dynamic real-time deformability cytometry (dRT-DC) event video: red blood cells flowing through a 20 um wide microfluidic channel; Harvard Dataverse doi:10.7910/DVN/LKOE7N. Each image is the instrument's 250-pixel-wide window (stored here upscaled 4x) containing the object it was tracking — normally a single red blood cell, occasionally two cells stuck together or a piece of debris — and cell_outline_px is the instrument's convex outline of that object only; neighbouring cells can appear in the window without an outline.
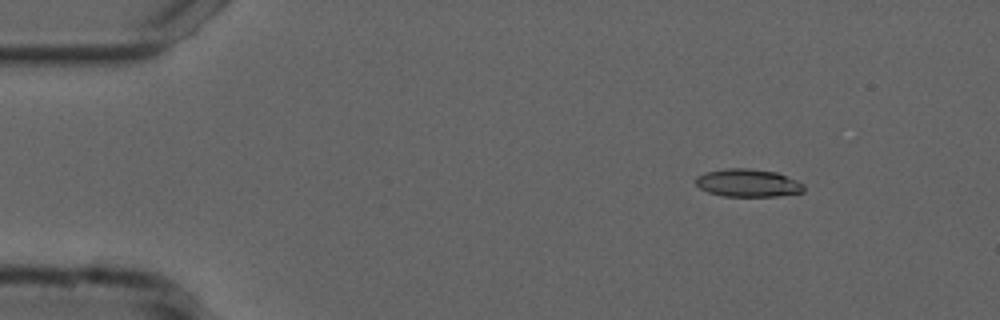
{"species": "common noctule bat (a hibernating species)", "species_latin": "Nyctalus noctula", "temperature_condition": "cold", "stored_images_in_passage": 24, "camera_frame_rate_fps": 3000, "um_per_image_px": 0.085, "animal": {"sex": "male", "forearm_length_mm": 52.5}, "frame": {"image": 1, "passage_image": 1, "time_ms": 0.0, "image_size_px": [1000, 320], "cell_outline_px": [[804, 192], [780, 196], [724, 196], [708, 192], [700, 188], [696, 184], [696, 176], [704, 172], [728, 168], [748, 168], [776, 172], [796, 180], [804, 184]], "centroid_in_image_um": [63.57, 15.55], "position_along_channel_um": 21.4, "area_um2": 17.57}}
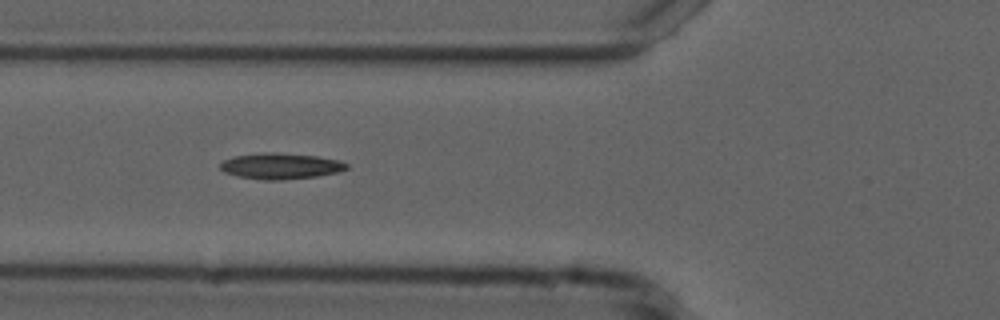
{"frame": {"image": 2, "passage_image": 14, "time_ms": 4.333, "image_size_px": [1000, 320], "cell_outline_px": [[348, 168], [340, 172], [316, 176], [280, 180], [264, 180], [236, 176], [224, 172], [220, 168], [220, 164], [224, 160], [232, 156], [264, 152], [272, 152], [316, 156], [340, 160], [348, 164]], "centroid_in_image_um": [23.84, 14.11], "position_along_channel_um": 102.0, "area_um2": 19.19}}
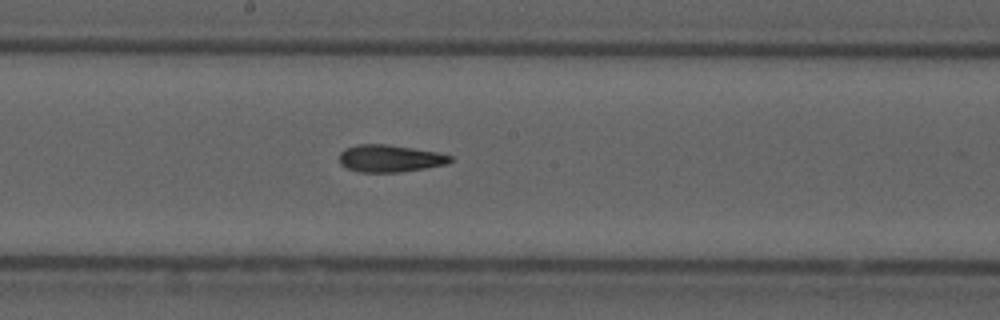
{"frame": {"image": 3, "passage_image": 23, "time_ms": 7.333, "image_size_px": [1000, 320], "cell_outline_px": [[452, 160], [448, 164], [400, 172], [356, 172], [340, 164], [340, 152], [344, 148], [356, 144], [388, 144], [436, 152], [452, 156]], "centroid_in_image_um": [33.11, 13.46], "position_along_channel_um": 215.1, "area_um2": 17.63}}